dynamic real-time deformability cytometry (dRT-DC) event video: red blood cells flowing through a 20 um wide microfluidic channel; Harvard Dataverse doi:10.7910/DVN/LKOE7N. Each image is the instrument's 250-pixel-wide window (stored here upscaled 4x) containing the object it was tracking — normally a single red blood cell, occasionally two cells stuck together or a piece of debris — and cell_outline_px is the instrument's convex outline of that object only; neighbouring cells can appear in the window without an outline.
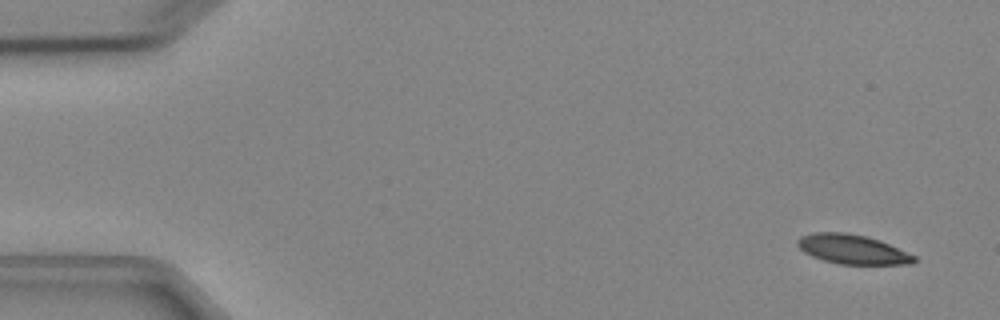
{"species": "Egyptian fruit bat (a non-hibernating species)", "species_latin": "Rousettus aegyptiacus", "temperature_condition": "cold", "stored_images_in_passage": 6, "camera_frame_rate_fps": 3000, "um_per_image_px": 0.085, "animal": {"sex": "female"}, "frame": {"image": 1, "passage_image": 1, "time_ms": 0.0, "image_size_px": [1000, 320], "cell_outline_px": [[916, 260], [912, 264], [840, 264], [824, 260], [812, 256], [804, 252], [796, 244], [796, 240], [800, 236], [812, 232], [844, 232], [864, 236], [880, 240], [916, 256]], "centroid_in_image_um": [72.43, 21.18], "position_along_channel_um": 12.6, "area_um2": 19.94}}
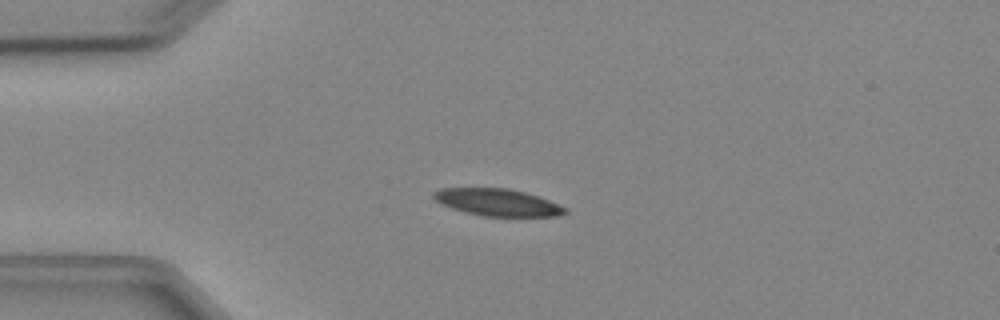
{"frame": {"image": 2, "passage_image": 3, "time_ms": 3.333, "image_size_px": [1000, 320], "cell_outline_px": [[568, 212], [556, 216], [484, 216], [452, 208], [440, 204], [432, 196], [432, 192], [440, 188], [508, 188], [524, 192], [548, 200], [568, 208]], "centroid_in_image_um": [42.27, 17.19], "position_along_channel_um": 42.7, "area_um2": 20.58}}